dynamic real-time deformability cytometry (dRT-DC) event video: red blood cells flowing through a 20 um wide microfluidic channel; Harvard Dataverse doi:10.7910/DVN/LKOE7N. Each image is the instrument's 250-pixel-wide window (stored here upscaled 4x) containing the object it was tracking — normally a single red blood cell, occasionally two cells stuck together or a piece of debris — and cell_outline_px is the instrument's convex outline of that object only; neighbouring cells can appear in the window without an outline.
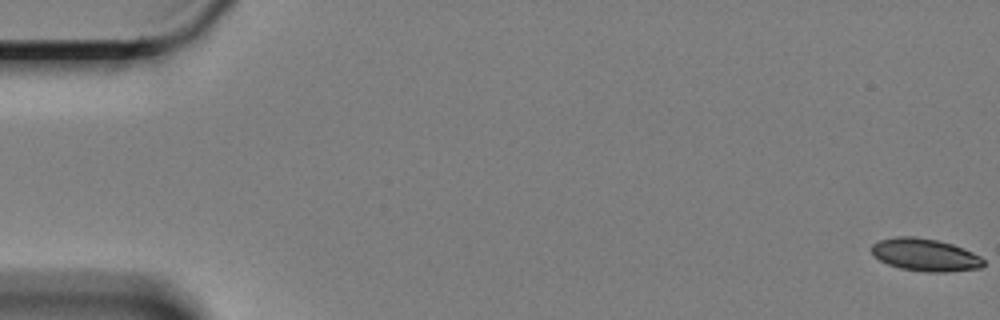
{"species": "Egyptian fruit bat (a non-hibernating species)", "species_latin": "Rousettus aegyptiacus", "temperature_condition": "cold", "stored_images_in_passage": 57, "camera_frame_rate_fps": 3000, "um_per_image_px": 0.085, "animal": {"sex": "female"}, "frame": {"image": 1, "passage_image": 1, "time_ms": 0.0, "image_size_px": [1000, 320], "cell_outline_px": [[984, 264], [980, 268], [948, 272], [924, 272], [900, 268], [888, 264], [872, 256], [872, 244], [880, 240], [896, 236], [916, 236], [936, 240], [952, 244], [972, 252], [980, 256], [984, 260]], "centroid_in_image_um": [78.62, 21.66], "position_along_channel_um": 6.4, "area_um2": 21.27}}
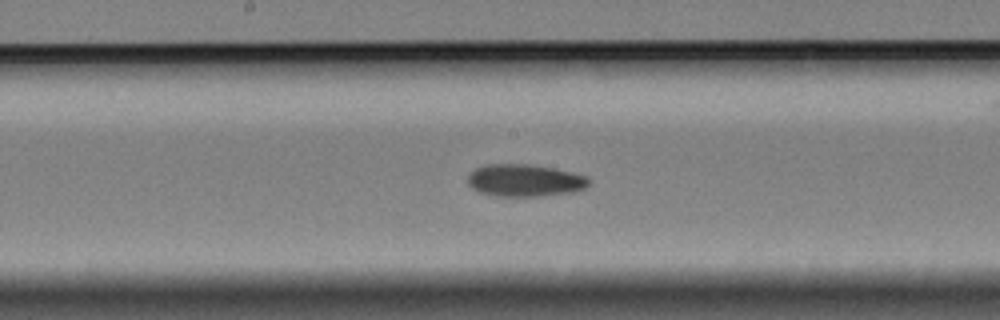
{"frame": {"image": 2, "passage_image": 32, "time_ms": 10.333, "image_size_px": [1000, 320], "cell_outline_px": [[588, 184], [584, 188], [576, 192], [540, 196], [492, 196], [480, 192], [472, 188], [468, 184], [468, 176], [476, 168], [488, 164], [528, 164], [552, 168], [572, 172], [588, 176]], "centroid_in_image_um": [44.61, 15.34], "position_along_channel_um": 203.6, "area_um2": 22.77}}
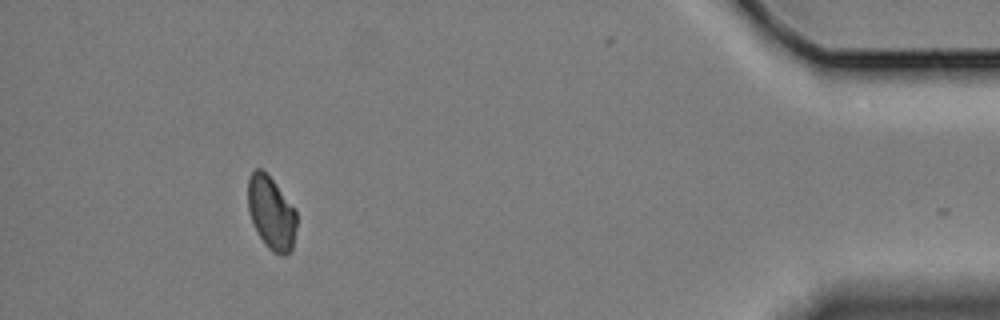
{"frame": {"image": 3, "passage_image": 56, "time_ms": 18.333, "image_size_px": [1000, 320], "cell_outline_px": [[296, 228], [292, 248], [284, 256], [280, 256], [272, 252], [264, 244], [256, 232], [248, 212], [248, 180], [252, 172], [256, 168], [260, 168], [272, 180], [296, 208]], "centroid_in_image_um": [23.05, 18.13], "position_along_channel_um": 412.1, "area_um2": 20.87}, "authors_computed_cell_mechanics": {"area_um2": 21.964, "velocity_mm_per_s": 3.3204, "shape_relaxation_time_tau1_ms": 7.5524, "shape_relaxation_time_tau2_ms": 8.4961, "deformation_change_tau1": 0.1069, "deformation_change_tau2": 0.1174}}